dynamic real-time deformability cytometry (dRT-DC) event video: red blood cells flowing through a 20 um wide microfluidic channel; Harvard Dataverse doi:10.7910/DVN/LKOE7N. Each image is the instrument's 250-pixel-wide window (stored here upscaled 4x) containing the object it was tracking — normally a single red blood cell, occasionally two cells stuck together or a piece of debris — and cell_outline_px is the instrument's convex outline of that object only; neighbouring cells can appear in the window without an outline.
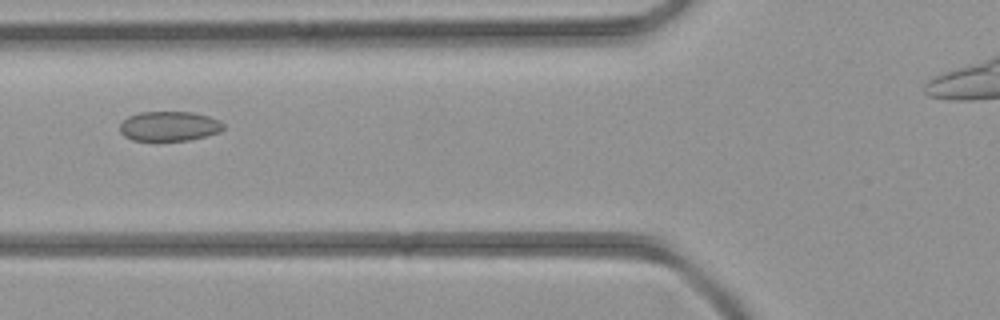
{"species": "common noctule bat (a hibernating species)", "species_latin": "Nyctalus noctula", "temperature_condition": "room temperature", "stored_images_in_passage": 5, "camera_frame_rate_fps": 3000, "um_per_image_px": 0.085, "animal": {"sex": "female", "body_mass_g": 21.9}, "frame": {"image": 1, "passage_image": 5, "time_ms": 5.333, "image_size_px": [1000, 320], "cell_outline_px": [[224, 128], [220, 132], [188, 140], [132, 140], [124, 136], [120, 132], [120, 124], [128, 116], [140, 112], [192, 112], [208, 116], [220, 120], [224, 124]], "centroid_in_image_um": [14.38, 10.72], "position_along_channel_um": 111.4, "area_um2": 17.86}}